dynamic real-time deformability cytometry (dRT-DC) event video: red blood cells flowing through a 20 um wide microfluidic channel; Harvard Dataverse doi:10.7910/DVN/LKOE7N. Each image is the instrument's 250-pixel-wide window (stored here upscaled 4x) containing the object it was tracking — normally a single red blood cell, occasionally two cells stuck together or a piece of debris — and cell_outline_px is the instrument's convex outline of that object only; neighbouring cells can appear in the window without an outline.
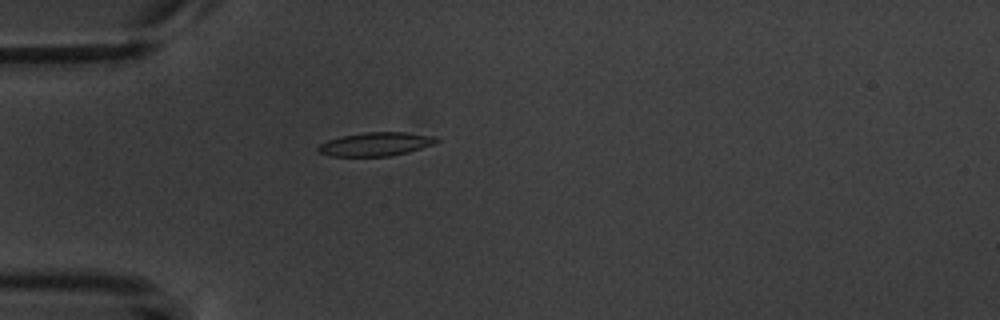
{"species": "common noctule bat (a hibernating species)", "species_latin": "Nyctalus noctula", "temperature_condition": "warm", "stored_images_in_passage": 4, "camera_frame_rate_fps": 3000, "um_per_image_px": 0.085, "animal": {"sex": "male", "body_mass_g": 20.1, "forearm_length_mm": 53.5}, "frame": {"image": 1, "passage_image": 4, "time_ms": 3.667, "image_size_px": [1000, 320], "cell_outline_px": [[440, 140], [432, 144], [408, 152], [392, 156], [332, 156], [320, 152], [316, 148], [320, 144], [328, 140], [340, 136], [364, 132], [404, 132], [436, 136]], "centroid_in_image_um": [31.94, 12.24], "position_along_channel_um": 53.1, "area_um2": 16.24}}